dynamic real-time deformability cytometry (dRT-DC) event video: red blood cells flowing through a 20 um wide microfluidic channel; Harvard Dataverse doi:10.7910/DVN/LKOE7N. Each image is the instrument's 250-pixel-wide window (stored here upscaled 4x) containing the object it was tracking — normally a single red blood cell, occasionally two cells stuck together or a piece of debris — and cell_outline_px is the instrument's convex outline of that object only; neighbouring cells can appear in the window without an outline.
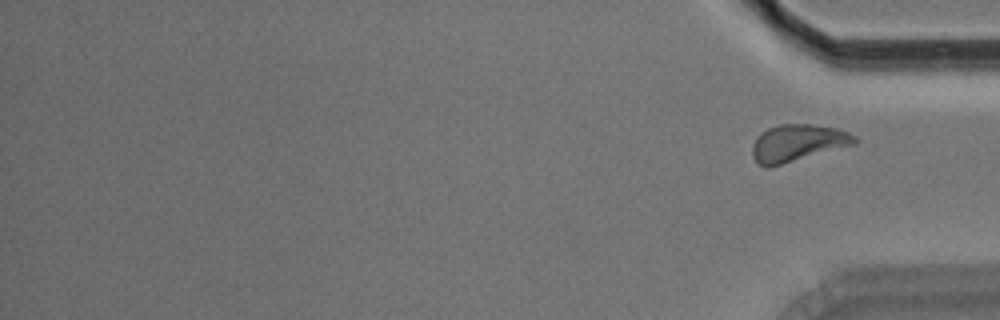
{"species": "Egyptian fruit bat (a non-hibernating species)", "species_latin": "Rousettus aegyptiacus", "temperature_condition": "room temperature", "stored_images_in_passage": 13, "segment_of_instrument_passage": [2, 2], "camera_frame_rate_fps": 3000, "um_per_image_px": 0.085, "animal": {"sex": "male"}, "frame": {"image": 1, "passage_image": 13, "time_ms": 4.0, "image_size_px": [1000, 320], "cell_outline_px": [[860, 140], [856, 144], [768, 168], [764, 168], [756, 164], [752, 156], [752, 144], [756, 136], [760, 132], [768, 128], [780, 124], [812, 124], [836, 128], [848, 132], [856, 136]], "centroid_in_image_um": [67.77, 12.16], "position_along_channel_um": 367.4, "area_um2": 22.48}}